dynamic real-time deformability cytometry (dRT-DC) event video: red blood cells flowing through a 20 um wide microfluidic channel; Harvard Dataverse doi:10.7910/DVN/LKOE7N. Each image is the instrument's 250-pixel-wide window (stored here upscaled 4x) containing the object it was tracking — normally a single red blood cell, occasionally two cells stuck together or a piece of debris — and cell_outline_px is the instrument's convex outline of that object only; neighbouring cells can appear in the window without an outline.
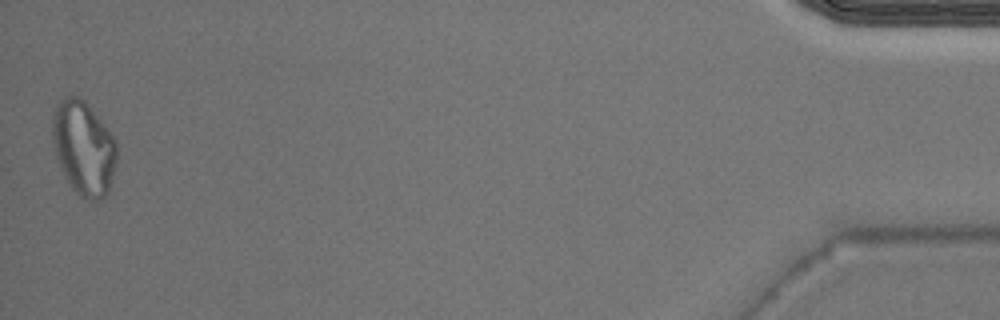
{"species": "Egyptian fruit bat (a non-hibernating species)", "species_latin": "Rousettus aegyptiacus", "temperature_condition": "warm", "stored_images_in_passage": 34, "camera_frame_rate_fps": 3000, "um_per_image_px": 0.085, "animal": {"sex": "male"}, "frame": {"image": 1, "passage_image": 34, "time_ms": 11.0, "image_size_px": [1000, 320], "cell_outline_px": [[116, 160], [108, 192], [100, 200], [96, 200], [80, 196], [72, 188], [56, 156], [52, 140], [52, 116], [56, 104], [64, 96], [76, 96], [84, 100], [88, 104], [116, 140]], "centroid_in_image_um": [7.09, 12.54], "position_along_channel_um": 428.1, "area_um2": 34.85}}